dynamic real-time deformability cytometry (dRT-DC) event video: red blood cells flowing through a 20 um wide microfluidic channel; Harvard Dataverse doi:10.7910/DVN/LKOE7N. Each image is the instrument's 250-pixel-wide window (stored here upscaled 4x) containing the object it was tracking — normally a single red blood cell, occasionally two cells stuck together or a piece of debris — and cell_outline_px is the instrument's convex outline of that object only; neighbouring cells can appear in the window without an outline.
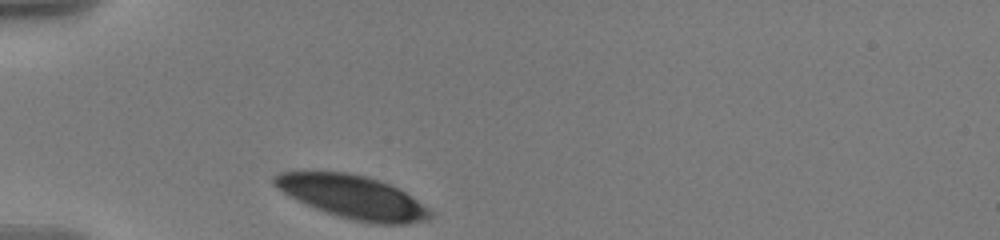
{"species": "human", "species_latin": "Homo sapiens", "temperature_condition": "warm", "stored_images_in_passage": 28, "camera_frame_rate_fps": 3000, "um_per_image_px": 0.085, "donor": {"sex": "male"}, "frame": {"image": 1, "passage_image": 1, "time_ms": 0.0, "image_size_px": [1000, 240], "cell_outline_px": [[432, 216], [424, 220], [404, 224], [372, 224], [340, 216], [316, 208], [296, 200], [276, 188], [272, 184], [272, 176], [280, 172], [304, 168], [348, 172], [368, 176], [380, 180], [412, 196], [428, 208], [432, 212]], "centroid_in_image_um": [29.87, 16.67], "position_along_channel_um": 55.1, "area_um2": 39.94}}
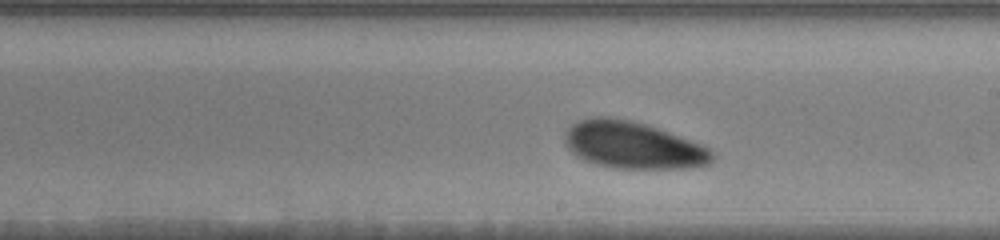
{"frame": {"image": 2, "passage_image": 16, "time_ms": 5.667, "image_size_px": [1000, 240], "cell_outline_px": [[716, 156], [708, 164], [688, 168], [616, 168], [596, 164], [584, 160], [576, 156], [568, 148], [564, 140], [564, 132], [572, 124], [580, 120], [592, 116], [608, 116], [632, 120], [668, 132], [700, 144], [716, 152]], "centroid_in_image_um": [53.78, 12.33], "position_along_channel_um": 235.2, "area_um2": 40.4}}
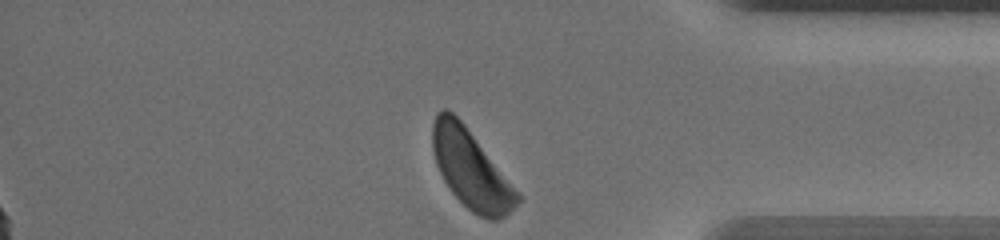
{"frame": {"image": 3, "passage_image": 28, "time_ms": 10.667, "image_size_px": [1000, 240], "cell_outline_px": [[520, 200], [500, 220], [488, 220], [472, 212], [452, 192], [444, 180], [436, 164], [432, 148], [432, 124], [436, 112], [444, 108], [448, 108], [464, 124], [520, 196]], "centroid_in_image_um": [39.97, 14.36], "position_along_channel_um": 395.2, "area_um2": 37.74}, "authors_computed_cell_mechanics": {"area_um2": 40.6912, "velocity_mm_per_s": 3.4891, "shape_relaxation_time_tau1_ms": 2.0024, "shape_relaxation_time_tau2_ms": 4.9944, "deformation_change_tau1": 0.0779, "deformation_change_tau2": 0.1188}}